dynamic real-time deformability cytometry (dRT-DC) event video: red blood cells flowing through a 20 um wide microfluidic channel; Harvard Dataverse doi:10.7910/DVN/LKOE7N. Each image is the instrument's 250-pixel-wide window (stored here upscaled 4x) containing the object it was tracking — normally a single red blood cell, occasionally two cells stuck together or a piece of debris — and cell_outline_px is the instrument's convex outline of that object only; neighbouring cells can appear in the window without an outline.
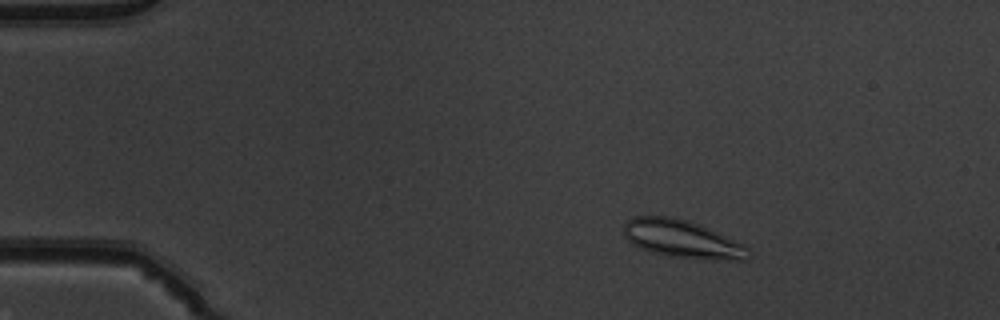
{"species": "common noctule bat (a hibernating species)", "species_latin": "Nyctalus noctula", "temperature_condition": "warm", "stored_images_in_passage": 52, "camera_frame_rate_fps": 3000, "um_per_image_px": 0.085, "animal": {"sex": "male", "body_mass_g": 19.5, "forearm_length_mm": 54.6}, "frame": {"image": 1, "passage_image": 8, "time_ms": 2.333, "image_size_px": [1000, 320], "cell_outline_px": [[752, 256], [748, 260], [712, 260], [668, 256], [652, 252], [640, 248], [632, 244], [624, 236], [624, 224], [632, 216], [672, 216], [688, 220], [700, 224], [744, 244], [748, 248]], "centroid_in_image_um": [58.02, 20.32], "position_along_channel_um": 27.0, "area_um2": 27.86}}
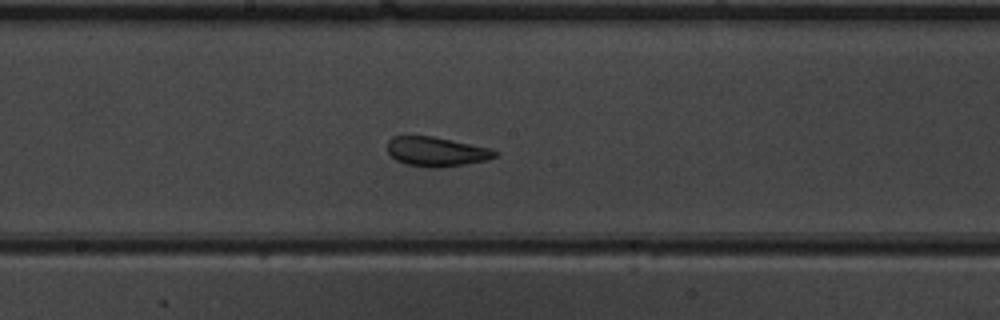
{"frame": {"image": 2, "passage_image": 28, "time_ms": 9.0, "image_size_px": [1000, 320], "cell_outline_px": [[500, 152], [496, 156], [484, 160], [464, 164], [436, 168], [428, 168], [408, 164], [396, 160], [388, 152], [388, 140], [392, 136], [432, 136], [492, 148]], "centroid_in_image_um": [37.1, 12.88], "position_along_channel_um": 211.1, "area_um2": 18.38}}
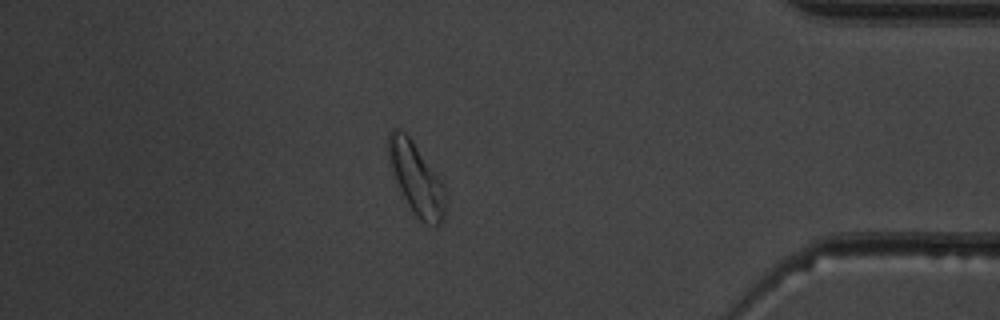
{"frame": {"image": 3, "passage_image": 45, "time_ms": 14.667, "image_size_px": [1000, 320], "cell_outline_px": [[444, 216], [440, 224], [436, 224], [420, 220], [416, 216], [408, 204], [396, 180], [388, 160], [388, 136], [396, 128], [404, 132], [412, 140], [444, 184]], "centroid_in_image_um": [35.38, 15.16], "position_along_channel_um": 399.8, "area_um2": 22.95}, "authors_computed_cell_mechanics": {"area_um2": 21.0681, "velocity_mm_per_s": 3.8991, "shape_relaxation_time_tau1_ms": 5.8986, "shape_relaxation_time_tau2_ms": 1.1294, "deformation_change_tau1": 0.1654, "deformation_change_tau2": 0.0737}}